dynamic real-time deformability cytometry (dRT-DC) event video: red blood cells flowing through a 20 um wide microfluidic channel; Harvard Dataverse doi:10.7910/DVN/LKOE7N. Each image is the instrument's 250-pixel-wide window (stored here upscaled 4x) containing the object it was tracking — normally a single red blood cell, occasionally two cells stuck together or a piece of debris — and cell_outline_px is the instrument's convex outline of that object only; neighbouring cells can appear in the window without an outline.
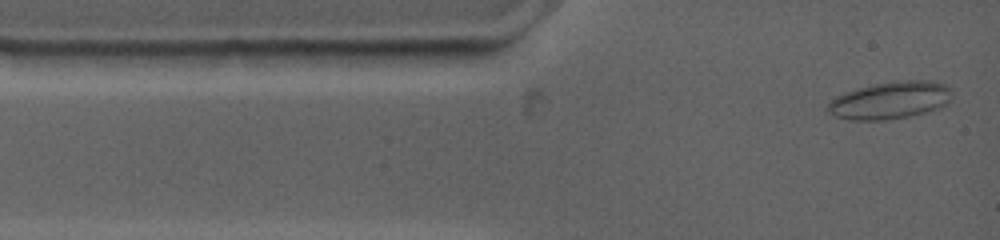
{"species": "common noctule bat (a hibernating species)", "species_latin": "Nyctalus noctula", "temperature_condition": "warm", "stored_images_in_passage": 59, "camera_frame_rate_fps": 4500, "um_per_image_px": 0.085, "animal": {"sex": "female", "body_mass_g": 19.0, "forearm_length_mm": 53.3}, "frame": {"image": 1, "passage_image": 2, "time_ms": 0.222, "image_size_px": [1000, 240], "cell_outline_px": [[948, 104], [924, 112], [908, 116], [880, 120], [852, 120], [836, 116], [828, 112], [824, 108], [836, 96], [844, 92], [856, 88], [892, 80], [928, 80], [944, 84], [948, 88]], "centroid_in_image_um": [75.58, 8.51], "position_along_channel_um": 9.4, "area_um2": 26.76}}
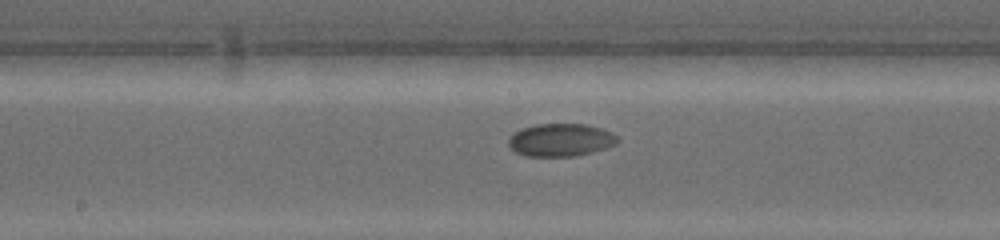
{"frame": {"image": 2, "passage_image": 29, "time_ms": 6.667, "image_size_px": [1000, 240], "cell_outline_px": [[620, 140], [616, 144], [604, 148], [572, 156], [528, 156], [516, 152], [508, 144], [508, 140], [516, 132], [524, 128], [536, 124], [584, 124], [600, 128], [612, 132]], "centroid_in_image_um": [47.67, 11.89], "position_along_channel_um": 200.5, "area_um2": 20.4}}
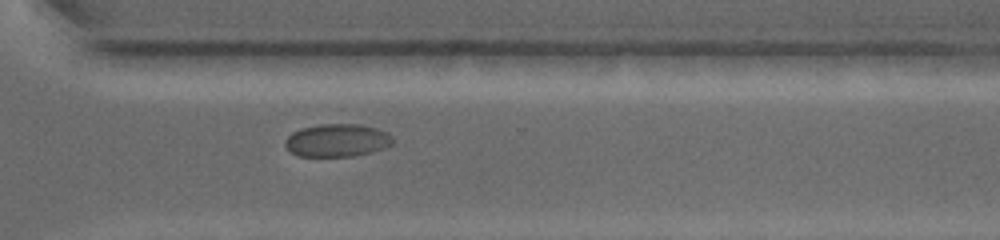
{"frame": {"image": 3, "passage_image": 56, "time_ms": 10.667, "image_size_px": [1000, 240], "cell_outline_px": [[392, 144], [384, 148], [372, 152], [352, 156], [300, 156], [292, 152], [284, 144], [284, 140], [292, 132], [304, 128], [320, 124], [360, 124], [376, 128], [392, 136]], "centroid_in_image_um": [28.65, 11.93], "position_along_channel_um": 341.9, "area_um2": 20.4}}